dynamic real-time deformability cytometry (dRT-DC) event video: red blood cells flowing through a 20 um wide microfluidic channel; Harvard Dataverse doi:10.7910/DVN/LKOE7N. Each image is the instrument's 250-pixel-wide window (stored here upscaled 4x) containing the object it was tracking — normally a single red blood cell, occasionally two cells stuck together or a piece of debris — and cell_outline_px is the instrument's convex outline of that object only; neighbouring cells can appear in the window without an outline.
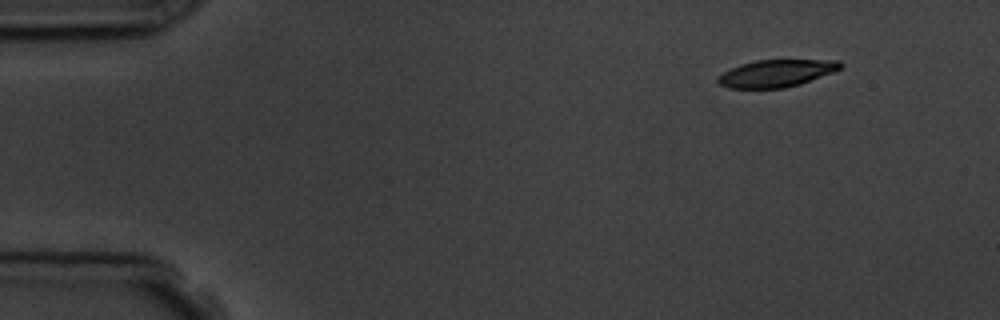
{"species": "common noctule bat (a hibernating species)", "species_latin": "Nyctalus noctula", "temperature_condition": "room temperature", "stored_images_in_passage": 5, "camera_frame_rate_fps": 3000, "um_per_image_px": 0.085, "animal": {"sex": "male", "body_mass_g": 19.5, "forearm_length_mm": 54.6}, "frame": {"image": 1, "passage_image": 1, "time_ms": 0.0, "image_size_px": [1000, 320], "cell_outline_px": [[844, 64], [840, 68], [832, 72], [800, 84], [784, 88], [728, 88], [720, 84], [716, 80], [724, 72], [740, 64], [756, 60], [840, 60]], "centroid_in_image_um": [66.0, 6.22], "position_along_channel_um": 19.0, "area_um2": 19.25}}
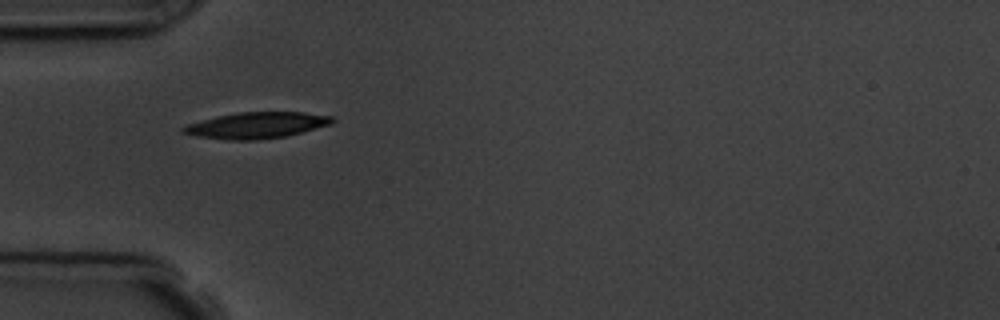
{"frame": {"image": 2, "passage_image": 4, "time_ms": 3.667, "image_size_px": [1000, 320], "cell_outline_px": [[336, 120], [332, 124], [288, 136], [256, 140], [228, 140], [196, 136], [180, 132], [180, 128], [188, 124], [216, 116], [236, 112], [304, 112], [332, 116]], "centroid_in_image_um": [21.82, 10.65], "position_along_channel_um": 63.2, "area_um2": 22.95}}